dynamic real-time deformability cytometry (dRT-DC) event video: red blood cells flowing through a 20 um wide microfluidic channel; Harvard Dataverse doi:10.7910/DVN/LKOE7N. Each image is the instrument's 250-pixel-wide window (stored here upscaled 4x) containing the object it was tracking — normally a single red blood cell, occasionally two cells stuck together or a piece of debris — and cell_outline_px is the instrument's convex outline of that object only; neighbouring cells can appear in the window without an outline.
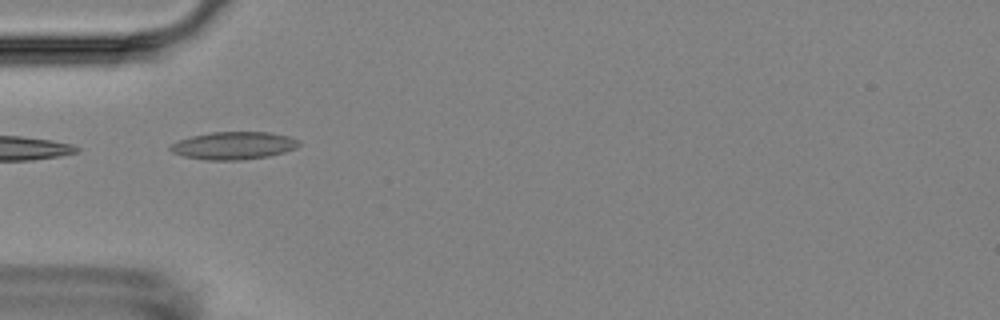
{"species": "Egyptian fruit bat (a non-hibernating species)", "species_latin": "Rousettus aegyptiacus", "temperature_condition": "room temperature", "stored_images_in_passage": 8, "camera_frame_rate_fps": 3000, "um_per_image_px": 0.085, "animal": {"sex": "female"}, "frame": {"image": 1, "passage_image": 3, "time_ms": 5.667, "image_size_px": [1000, 320], "cell_outline_px": [[300, 144], [296, 148], [284, 152], [268, 156], [244, 160], [204, 160], [184, 156], [172, 152], [168, 148], [172, 144], [180, 140], [192, 136], [208, 132], [268, 132], [288, 136], [300, 140]], "centroid_in_image_um": [19.87, 12.38], "position_along_channel_um": 65.1, "area_um2": 20.75}}
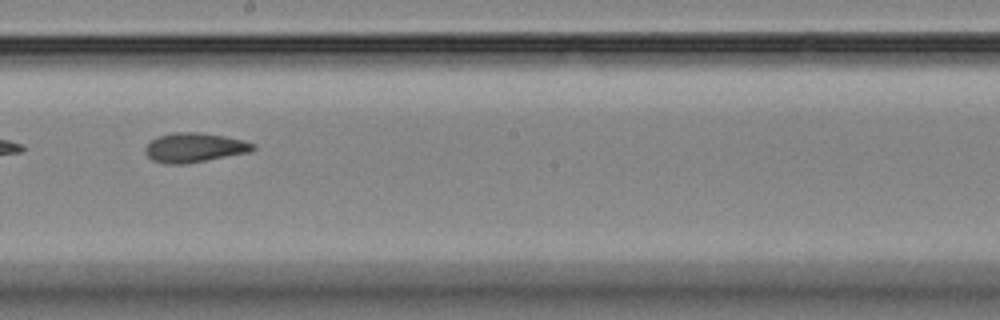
{"frame": {"image": 2, "passage_image": 7, "time_ms": 10.333, "image_size_px": [1000, 320], "cell_outline_px": [[256, 148], [248, 152], [184, 164], [164, 164], [152, 160], [144, 152], [144, 148], [156, 136], [172, 132], [200, 132], [224, 136], [244, 140], [256, 144]], "centroid_in_image_um": [16.49, 12.53], "position_along_channel_um": 231.7, "area_um2": 18.5}}
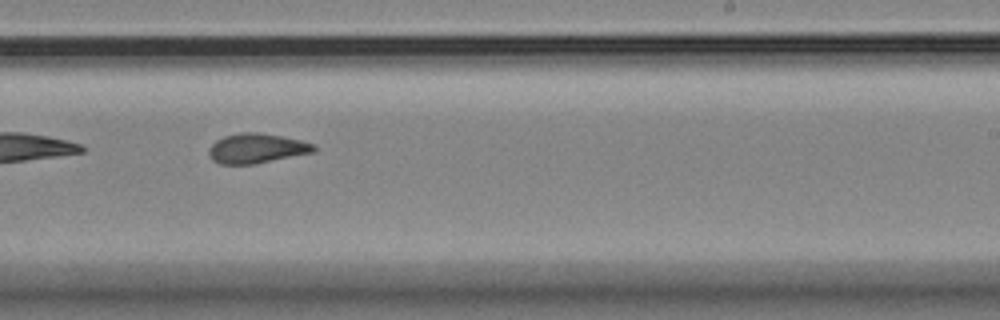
{"frame": {"image": 3, "passage_image": 8, "time_ms": 11.333, "image_size_px": [1000, 320], "cell_outline_px": [[316, 148], [312, 152], [252, 164], [220, 164], [212, 160], [208, 152], [208, 148], [216, 140], [224, 136], [240, 132], [256, 132], [280, 136], [300, 140], [316, 144]], "centroid_in_image_um": [21.77, 12.6], "position_along_channel_um": 267.2, "area_um2": 17.98}}